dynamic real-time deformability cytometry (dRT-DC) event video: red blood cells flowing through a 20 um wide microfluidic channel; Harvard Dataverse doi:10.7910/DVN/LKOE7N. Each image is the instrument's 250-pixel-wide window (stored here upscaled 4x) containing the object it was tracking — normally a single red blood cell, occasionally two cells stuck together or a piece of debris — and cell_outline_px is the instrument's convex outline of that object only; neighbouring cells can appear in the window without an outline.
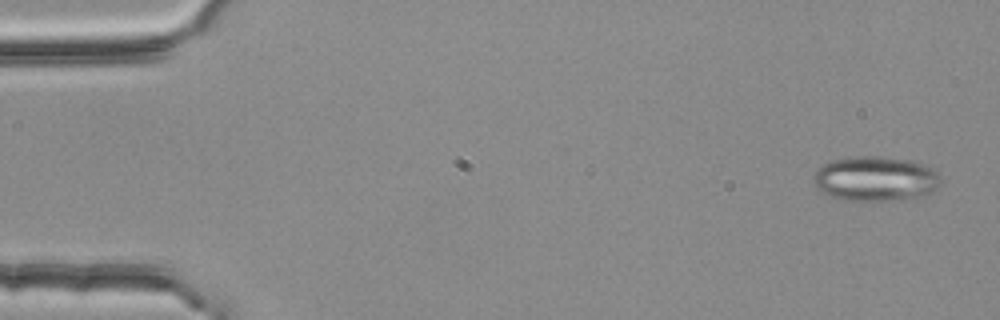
{"species": "common noctule bat (a hibernating species)", "species_latin": "Nyctalus noctula", "temperature_condition": "room temperature", "stored_images_in_passage": 4, "camera_frame_rate_fps": 3000, "um_per_image_px": 0.085, "animal": {"sex": "female", "body_mass_g": 25.1}, "frame": {"image": 1, "passage_image": 1, "time_ms": 0.0, "image_size_px": [1000, 320], "cell_outline_px": [[940, 184], [932, 192], [916, 200], [840, 200], [828, 196], [820, 192], [816, 188], [812, 176], [816, 168], [832, 160], [856, 156], [876, 156], [908, 160], [924, 164], [940, 172]], "centroid_in_image_um": [74.42, 15.21], "position_along_channel_um": 10.6, "area_um2": 33.93}}